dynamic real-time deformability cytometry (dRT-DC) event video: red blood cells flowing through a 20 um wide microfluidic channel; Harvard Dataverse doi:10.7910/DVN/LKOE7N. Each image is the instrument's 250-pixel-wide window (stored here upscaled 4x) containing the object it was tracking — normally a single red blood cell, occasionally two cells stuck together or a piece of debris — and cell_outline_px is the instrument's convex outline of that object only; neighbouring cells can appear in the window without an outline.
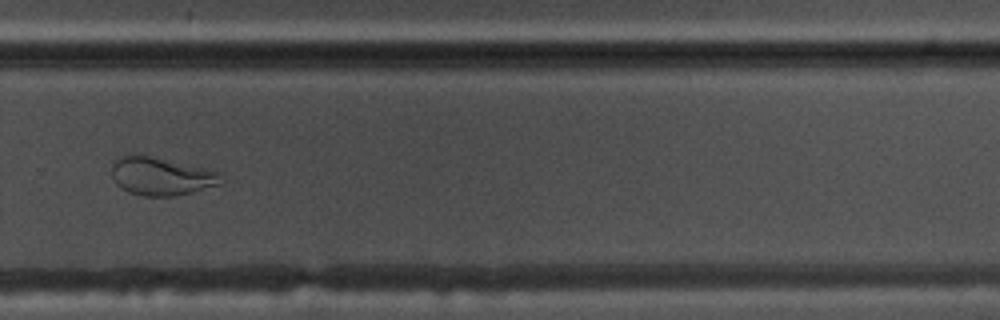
{"species": "common noctule bat (a hibernating species)", "species_latin": "Nyctalus noctula", "temperature_condition": "warm", "stored_images_in_passage": 40, "camera_frame_rate_fps": 3000, "um_per_image_px": 0.085, "animal": {"sex": "male", "body_mass_g": 17.5, "forearm_length_mm": 52.3}, "frame": {"image": 1, "passage_image": 29, "time_ms": 9.333, "image_size_px": [1000, 320], "cell_outline_px": [[224, 184], [192, 192], [172, 196], [144, 196], [128, 192], [120, 188], [116, 184], [112, 176], [112, 160], [128, 152], [132, 152], [204, 168], [220, 172]], "centroid_in_image_um": [13.66, 14.96], "position_along_channel_um": 316.1, "area_um2": 24.68}, "authors_computed_cell_mechanics": {"area_um2": 26.8192, "velocity_mm_per_s": 3.804, "shape_relaxation_time_tau1_ms": null, "shape_relaxation_time_tau2_ms": 1.1008, "deformation_change_tau1": null, "deformation_change_tau2": 0.0906}}